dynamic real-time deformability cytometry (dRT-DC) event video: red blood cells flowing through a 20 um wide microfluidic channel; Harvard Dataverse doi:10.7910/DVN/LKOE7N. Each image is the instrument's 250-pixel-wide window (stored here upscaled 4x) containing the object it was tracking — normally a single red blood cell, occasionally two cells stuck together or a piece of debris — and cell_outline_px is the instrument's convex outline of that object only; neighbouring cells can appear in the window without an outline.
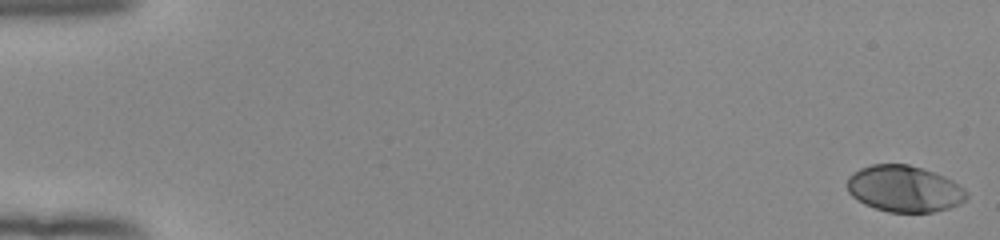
{"species": "human", "species_latin": "Homo sapiens", "temperature_condition": "room temperature", "stored_images_in_passage": 51, "camera_frame_rate_fps": 3000, "um_per_image_px": 0.085, "donor": {"sex": "female"}, "frame": {"image": 1, "passage_image": 1, "time_ms": 0.0, "image_size_px": [1000, 240], "cell_outline_px": [[968, 196], [960, 204], [948, 208], [932, 212], [888, 212], [864, 204], [856, 200], [848, 192], [848, 176], [852, 172], [860, 168], [872, 164], [908, 164], [944, 176], [952, 180], [964, 188], [968, 192]], "centroid_in_image_um": [76.85, 16.05], "position_along_channel_um": 8.1, "area_um2": 32.31}}
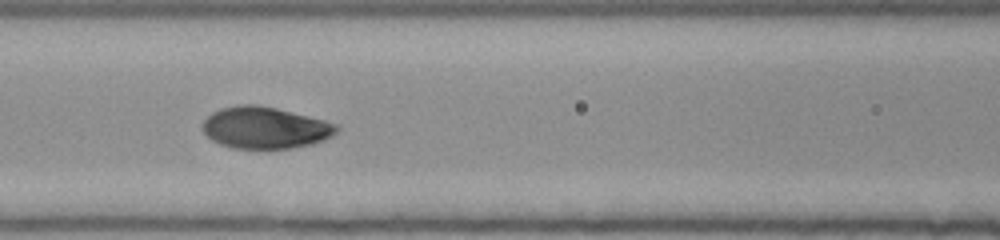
{"frame": {"image": 2, "passage_image": 25, "time_ms": 8.0, "image_size_px": [1000, 240], "cell_outline_px": [[340, 128], [332, 136], [312, 144], [292, 148], [232, 148], [220, 144], [212, 140], [204, 132], [204, 120], [212, 112], [220, 108], [236, 104], [256, 104], [276, 108], [324, 120], [336, 124]], "centroid_in_image_um": [22.52, 10.85], "position_along_channel_um": 144.1, "area_um2": 32.43}}
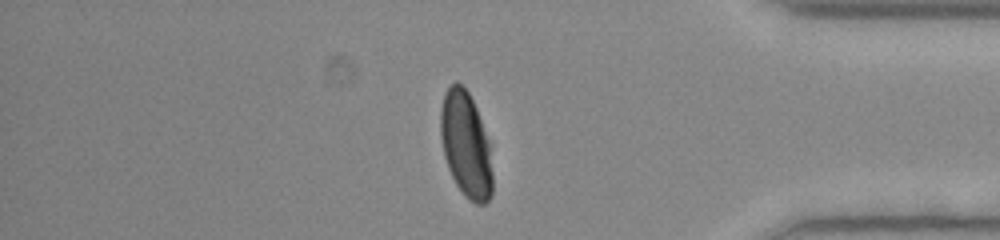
{"frame": {"image": 3, "passage_image": 46, "time_ms": 15.0, "image_size_px": [1000, 240], "cell_outline_px": [[492, 196], [484, 204], [476, 204], [468, 200], [464, 196], [456, 184], [448, 168], [444, 156], [440, 136], [440, 108], [444, 92], [456, 80], [468, 92], [476, 108], [488, 140], [492, 172]], "centroid_in_image_um": [39.58, 12.32], "position_along_channel_um": 395.6, "area_um2": 31.96}}